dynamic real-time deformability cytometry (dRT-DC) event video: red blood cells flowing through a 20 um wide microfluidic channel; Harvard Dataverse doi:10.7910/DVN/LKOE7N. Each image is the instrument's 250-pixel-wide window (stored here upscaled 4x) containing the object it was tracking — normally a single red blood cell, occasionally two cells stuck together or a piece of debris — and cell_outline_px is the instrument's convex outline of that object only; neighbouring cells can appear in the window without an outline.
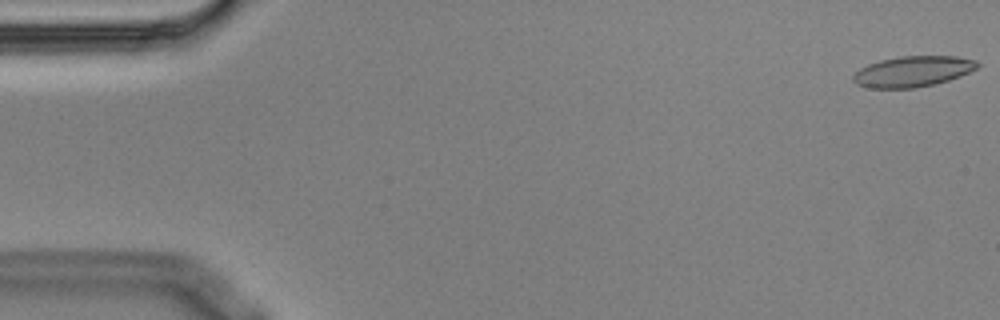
{"species": "Egyptian fruit bat (a non-hibernating species)", "species_latin": "Rousettus aegyptiacus", "temperature_condition": "cold", "stored_images_in_passage": 4, "camera_frame_rate_fps": 3000, "um_per_image_px": 0.085, "animal": {"sex": "male"}, "frame": {"image": 1, "passage_image": 1, "time_ms": 0.0, "image_size_px": [1000, 320], "cell_outline_px": [[980, 64], [976, 68], [960, 76], [936, 84], [916, 88], [868, 88], [856, 84], [852, 80], [852, 76], [860, 68], [868, 64], [880, 60], [900, 56], [956, 56], [976, 60]], "centroid_in_image_um": [77.57, 6.07], "position_along_channel_um": 7.4, "area_um2": 22.31}}
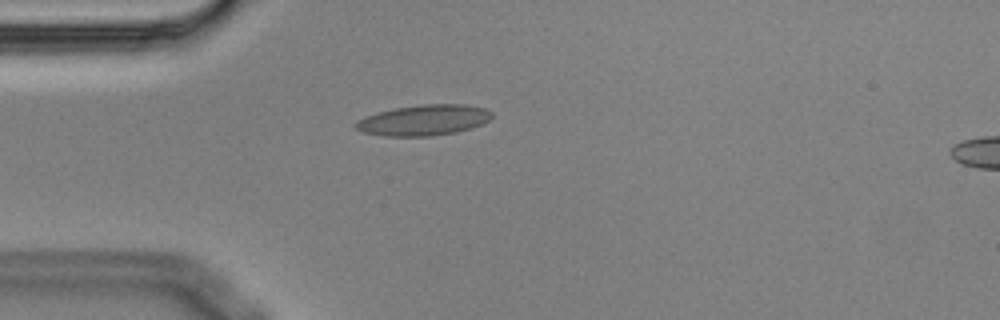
{"frame": {"image": 2, "passage_image": 3, "time_ms": 0.667, "image_size_px": [1000, 320], "cell_outline_px": [[492, 116], [488, 120], [472, 128], [456, 132], [428, 136], [384, 136], [364, 132], [356, 128], [352, 124], [356, 120], [364, 116], [396, 108], [424, 104], [464, 104], [484, 108], [492, 112]], "centroid_in_image_um": [35.99, 10.21], "position_along_channel_um": 49.0, "area_um2": 24.22}}